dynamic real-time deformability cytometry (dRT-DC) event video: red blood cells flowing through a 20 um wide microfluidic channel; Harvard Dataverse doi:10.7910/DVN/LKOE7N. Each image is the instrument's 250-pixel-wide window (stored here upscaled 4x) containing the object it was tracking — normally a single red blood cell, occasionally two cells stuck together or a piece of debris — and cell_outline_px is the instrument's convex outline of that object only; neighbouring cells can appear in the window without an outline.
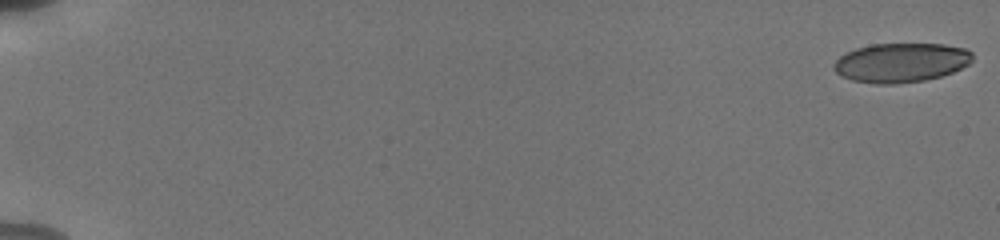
{"species": "human", "species_latin": "Homo sapiens", "temperature_condition": "cold", "stored_images_in_passage": 49, "camera_frame_rate_fps": 3000, "um_per_image_px": 0.085, "donor": {"sex": "male"}, "frame": {"image": 1, "passage_image": 1, "time_ms": 0.0, "image_size_px": [1000, 240], "cell_outline_px": [[972, 60], [968, 64], [952, 72], [940, 76], [924, 80], [896, 84], [876, 84], [852, 80], [840, 76], [832, 68], [832, 64], [840, 56], [856, 48], [872, 44], [944, 44], [964, 48], [972, 52]], "centroid_in_image_um": [76.55, 5.32], "position_along_channel_um": 8.4, "area_um2": 31.73}}
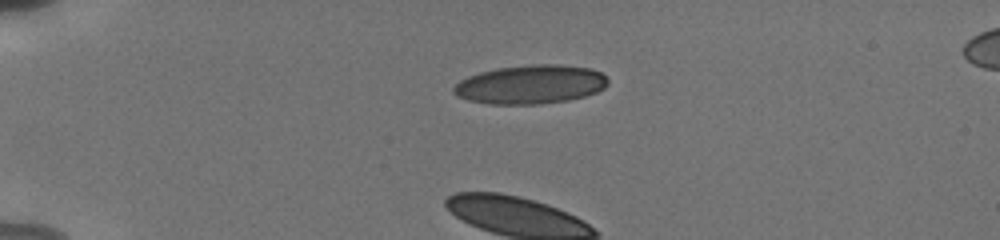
{"frame": {"image": 2, "passage_image": 15, "time_ms": 4.667, "image_size_px": [1000, 240], "cell_outline_px": [[608, 84], [604, 88], [596, 92], [584, 96], [568, 100], [536, 104], [488, 104], [468, 100], [452, 92], [452, 88], [460, 80], [468, 76], [480, 72], [496, 68], [536, 64], [556, 64], [592, 68], [600, 72], [608, 80]], "centroid_in_image_um": [45.09, 7.17], "position_along_channel_um": 39.9, "area_um2": 34.85}}